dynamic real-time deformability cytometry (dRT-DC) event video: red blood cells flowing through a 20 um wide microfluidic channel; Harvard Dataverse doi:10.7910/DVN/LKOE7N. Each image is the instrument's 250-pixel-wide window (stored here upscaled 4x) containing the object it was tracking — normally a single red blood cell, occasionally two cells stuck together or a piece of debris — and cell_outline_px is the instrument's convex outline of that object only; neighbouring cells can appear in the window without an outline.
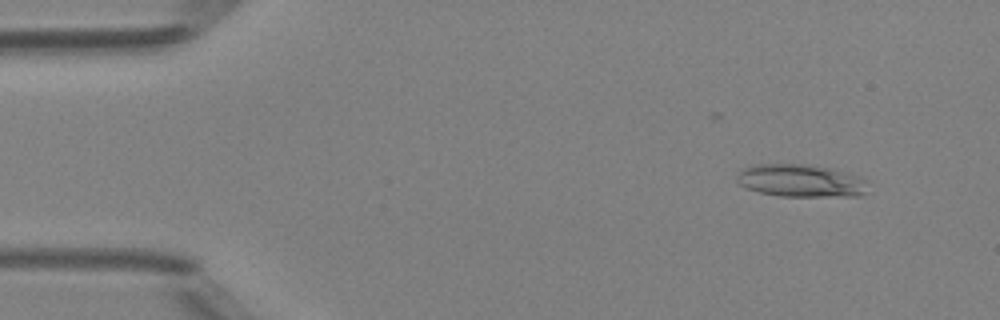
{"species": "Egyptian fruit bat (a non-hibernating species)", "species_latin": "Rousettus aegyptiacus", "temperature_condition": "room temperature", "stored_images_in_passage": 48, "camera_frame_rate_fps": 3000, "um_per_image_px": 0.085, "animal": {"sex": "female"}, "frame": {"image": 1, "passage_image": 4, "time_ms": 1.0, "image_size_px": [1000, 320], "cell_outline_px": [[868, 192], [860, 196], [780, 196], [760, 192], [748, 188], [740, 184], [736, 180], [736, 176], [744, 168], [752, 164], [804, 164], [832, 168], [868, 180]], "centroid_in_image_um": [68.1, 15.36], "position_along_channel_um": 16.9, "area_um2": 25.03}}
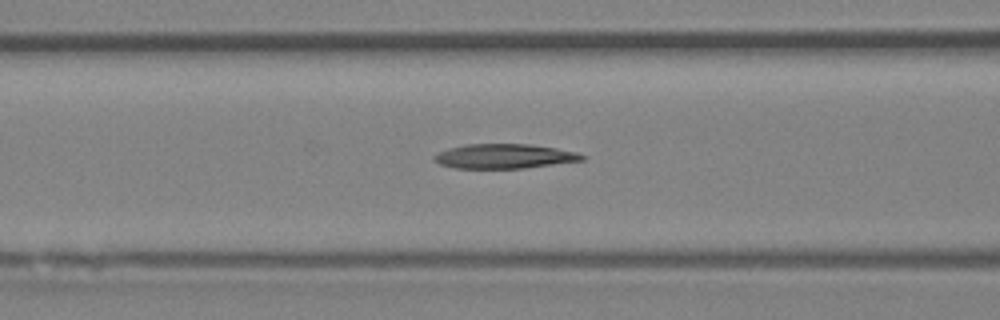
{"frame": {"image": 2, "passage_image": 19, "time_ms": 6.0, "image_size_px": [1000, 320], "cell_outline_px": [[588, 156], [584, 160], [524, 168], [456, 168], [440, 164], [432, 160], [432, 156], [436, 152], [448, 148], [464, 144], [532, 144], [556, 148], [576, 152]], "centroid_in_image_um": [42.83, 13.27], "position_along_channel_um": 123.8, "area_um2": 21.33}}
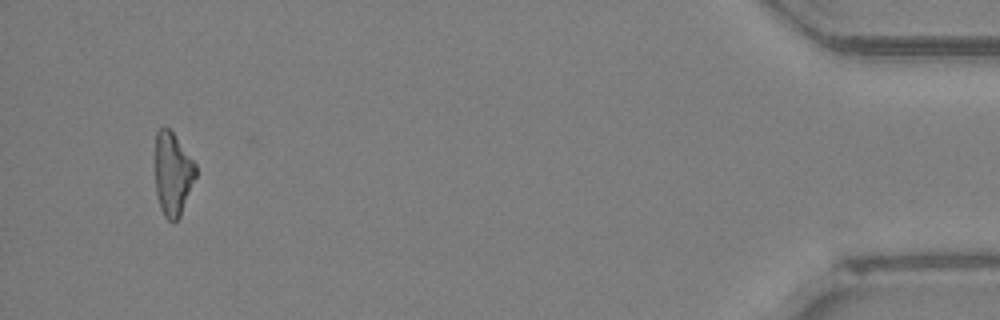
{"frame": {"image": 3, "passage_image": 46, "time_ms": 15.0, "image_size_px": [1000, 320], "cell_outline_px": [[196, 176], [180, 216], [172, 224], [164, 216], [160, 208], [156, 192], [156, 132], [160, 128], [168, 128], [172, 132], [196, 164]], "centroid_in_image_um": [14.68, 14.82], "position_along_channel_um": 420.5, "area_um2": 19.42}, "authors_computed_cell_mechanics": {"area_um2": 21.7906, "velocity_mm_per_s": 4.1919, "shape_relaxation_time_tau1_ms": 7.3024, "shape_relaxation_time_tau2_ms": 9.9834, "deformation_change_tau1": 0.209, "deformation_change_tau2": 0.3001}}